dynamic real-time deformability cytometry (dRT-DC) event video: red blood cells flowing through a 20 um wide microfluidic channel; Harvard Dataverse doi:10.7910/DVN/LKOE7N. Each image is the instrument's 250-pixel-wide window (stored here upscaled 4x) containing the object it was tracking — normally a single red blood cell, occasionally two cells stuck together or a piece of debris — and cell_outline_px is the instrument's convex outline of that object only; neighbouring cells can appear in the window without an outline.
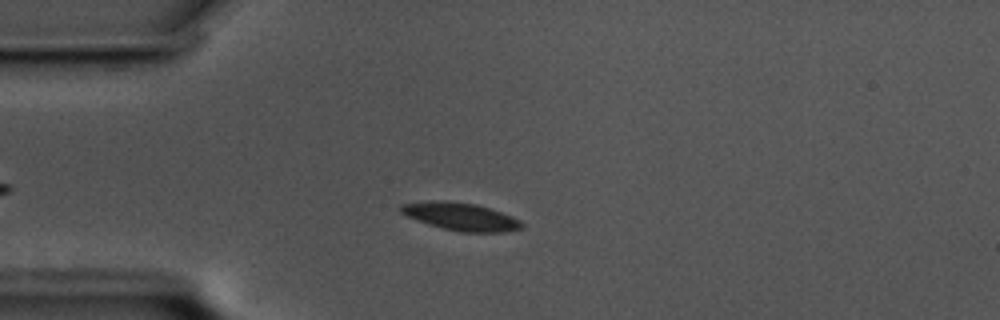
{"species": "common noctule bat (a hibernating species)", "species_latin": "Nyctalus noctula", "temperature_condition": "cold", "stored_images_in_passage": 51, "camera_frame_rate_fps": 3000, "um_per_image_px": 0.085, "animal": {"sex": "male", "body_mass_g": 17.5, "forearm_length_mm": 52.3}, "frame": {"image": 1, "passage_image": 12, "time_ms": 3.667, "image_size_px": [1000, 320], "cell_outline_px": [[524, 224], [520, 228], [504, 232], [460, 232], [428, 224], [416, 220], [400, 212], [400, 204], [432, 200], [444, 200], [476, 204], [492, 208], [512, 216], [520, 220]], "centroid_in_image_um": [39.16, 18.39], "position_along_channel_um": 45.8, "area_um2": 19.59}}
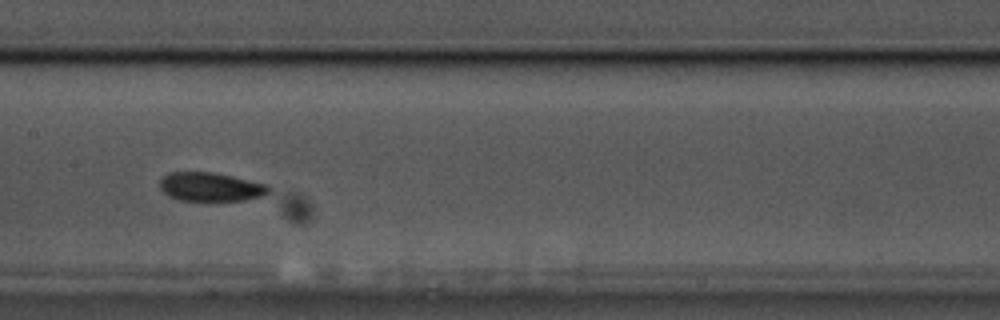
{"frame": {"image": 2, "passage_image": 26, "time_ms": 8.333, "image_size_px": [1000, 320], "cell_outline_px": [[272, 192], [264, 196], [244, 200], [180, 200], [168, 196], [160, 188], [160, 180], [168, 172], [212, 172], [232, 176], [268, 184], [272, 188]], "centroid_in_image_um": [17.96, 15.88], "position_along_channel_um": 189.4, "area_um2": 18.38}}
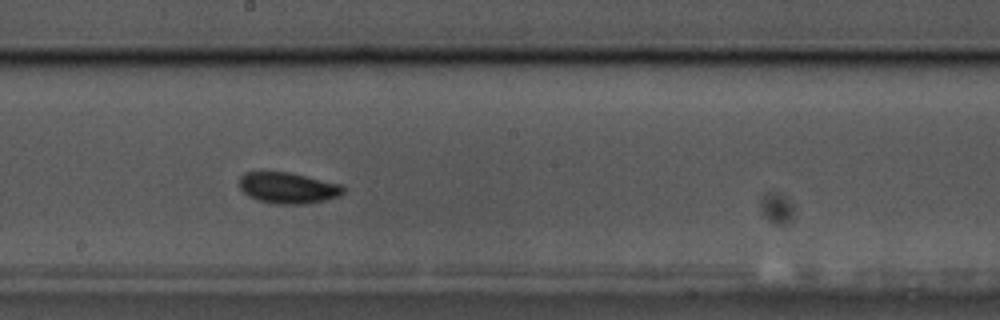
{"frame": {"image": 3, "passage_image": 29, "time_ms": 9.333, "image_size_px": [1000, 320], "cell_outline_px": [[344, 192], [340, 196], [308, 204], [276, 204], [256, 200], [248, 196], [240, 188], [240, 176], [244, 172], [288, 172], [344, 184]], "centroid_in_image_um": [24.5, 15.98], "position_along_channel_um": 223.7, "area_um2": 19.02}, "authors_computed_cell_mechanics": {"area_um2": 18.3804, "velocity_mm_per_s": 3.4362, "shape_relaxation_time_tau1_ms": 4.387, "shape_relaxation_time_tau2_ms": 2.3261, "deformation_change_tau1": 0.1533, "deformation_change_tau2": 0.066}}